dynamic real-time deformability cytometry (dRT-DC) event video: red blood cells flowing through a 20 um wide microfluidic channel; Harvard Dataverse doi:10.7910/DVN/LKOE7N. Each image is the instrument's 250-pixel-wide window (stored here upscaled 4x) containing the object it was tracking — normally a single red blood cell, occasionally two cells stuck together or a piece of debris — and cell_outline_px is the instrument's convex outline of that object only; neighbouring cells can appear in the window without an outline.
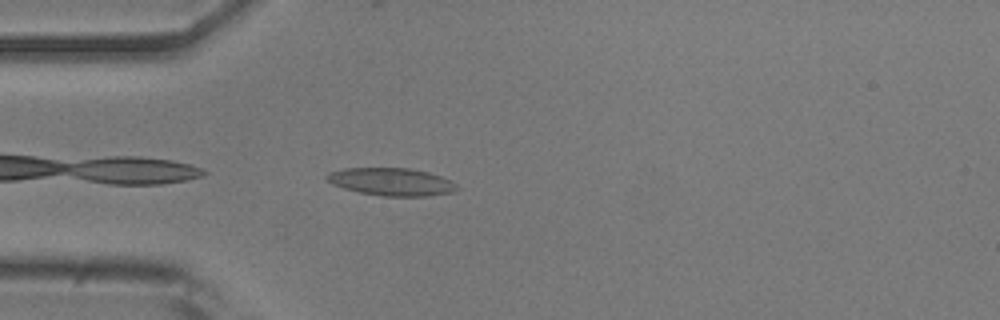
{"species": "common noctule bat (a hibernating species)", "species_latin": "Nyctalus noctula", "temperature_condition": "room temperature", "stored_images_in_passage": 30, "camera_frame_rate_fps": 3000, "um_per_image_px": 0.085, "animal": {"sex": "male", "body_mass_g": 20.5, "forearm_length_mm": 52.5}, "frame": {"image": 1, "passage_image": 2, "time_ms": 0.333, "image_size_px": [1000, 320], "cell_outline_px": [[460, 188], [452, 192], [424, 196], [380, 196], [360, 192], [344, 188], [332, 184], [324, 176], [328, 172], [344, 168], [408, 168], [428, 172], [440, 176], [456, 184]], "centroid_in_image_um": [33.24, 15.45], "position_along_channel_um": 51.8, "area_um2": 20.87}}
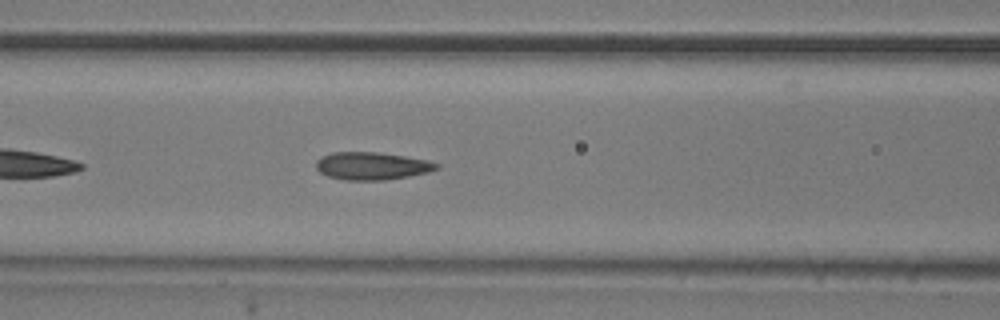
{"frame": {"image": 2, "passage_image": 9, "time_ms": 2.667, "image_size_px": [1000, 320], "cell_outline_px": [[440, 168], [428, 172], [408, 176], [384, 180], [344, 180], [328, 176], [320, 172], [316, 168], [316, 160], [320, 156], [332, 152], [376, 152], [404, 156], [428, 160], [440, 164]], "centroid_in_image_um": [31.6, 14.1], "position_along_channel_um": 135.0, "area_um2": 19.48}}
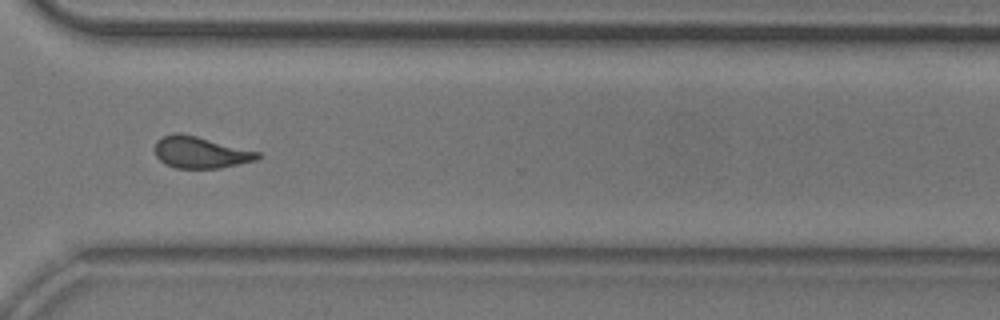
{"frame": {"image": 3, "passage_image": 26, "time_ms": 8.333, "image_size_px": [1000, 320], "cell_outline_px": [[260, 156], [256, 160], [220, 168], [176, 168], [160, 160], [156, 156], [156, 140], [172, 132], [180, 132], [260, 152]], "centroid_in_image_um": [17.03, 12.94], "position_along_channel_um": 353.6, "area_um2": 18.73}, "authors_computed_cell_mechanics": {"area_um2": 19.2185, "velocity_mm_per_s": 3.8604, "shape_relaxation_time_tau1_ms": 4.1736, "shape_relaxation_time_tau2_ms": 1.5711, "deformation_change_tau1": 0.1411, "deformation_change_tau2": 0.0958}}